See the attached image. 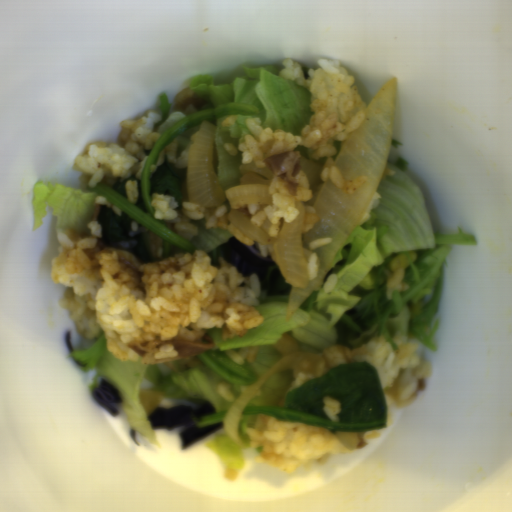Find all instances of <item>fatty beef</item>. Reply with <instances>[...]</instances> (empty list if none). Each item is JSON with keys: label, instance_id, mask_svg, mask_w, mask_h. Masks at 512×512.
Here are the masks:
<instances>
[{"label": "fatty beef", "instance_id": "obj_1", "mask_svg": "<svg viewBox=\"0 0 512 512\" xmlns=\"http://www.w3.org/2000/svg\"><path fill=\"white\" fill-rule=\"evenodd\" d=\"M173 344L178 350L177 357L154 359L155 352H159L162 344ZM125 347L134 350L141 358V364H163L170 361L179 360L186 356H199V354L213 351L215 347L212 336L205 334L197 340H187L182 338H172L168 341L152 340L141 342L137 339L129 340Z\"/></svg>", "mask_w": 512, "mask_h": 512}, {"label": "fatty beef", "instance_id": "obj_2", "mask_svg": "<svg viewBox=\"0 0 512 512\" xmlns=\"http://www.w3.org/2000/svg\"><path fill=\"white\" fill-rule=\"evenodd\" d=\"M265 167L274 169V178L285 185L293 194L301 172V152L288 151L262 160Z\"/></svg>", "mask_w": 512, "mask_h": 512}, {"label": "fatty beef", "instance_id": "obj_3", "mask_svg": "<svg viewBox=\"0 0 512 512\" xmlns=\"http://www.w3.org/2000/svg\"><path fill=\"white\" fill-rule=\"evenodd\" d=\"M81 251L91 262L101 260L104 253L115 252V261L117 264L130 273L137 287L146 292L143 283V272L141 270L142 263L133 253L126 252L115 247H105L103 242L99 239L94 248Z\"/></svg>", "mask_w": 512, "mask_h": 512}, {"label": "fatty beef", "instance_id": "obj_4", "mask_svg": "<svg viewBox=\"0 0 512 512\" xmlns=\"http://www.w3.org/2000/svg\"><path fill=\"white\" fill-rule=\"evenodd\" d=\"M147 251L159 269L180 271L179 258L161 256L163 239L142 224L138 227Z\"/></svg>", "mask_w": 512, "mask_h": 512}, {"label": "fatty beef", "instance_id": "obj_5", "mask_svg": "<svg viewBox=\"0 0 512 512\" xmlns=\"http://www.w3.org/2000/svg\"><path fill=\"white\" fill-rule=\"evenodd\" d=\"M353 355V351L349 350L347 345L339 344L325 349L314 371L316 378L326 374L338 365L351 363Z\"/></svg>", "mask_w": 512, "mask_h": 512}, {"label": "fatty beef", "instance_id": "obj_6", "mask_svg": "<svg viewBox=\"0 0 512 512\" xmlns=\"http://www.w3.org/2000/svg\"><path fill=\"white\" fill-rule=\"evenodd\" d=\"M402 384L400 378L394 380L392 384L389 386L382 388L383 395L391 399L397 408H404L409 406L417 397L419 391H425L426 389V381L423 379L418 382L416 385L415 392L411 395L409 399H401L400 398V390Z\"/></svg>", "mask_w": 512, "mask_h": 512}, {"label": "fatty beef", "instance_id": "obj_7", "mask_svg": "<svg viewBox=\"0 0 512 512\" xmlns=\"http://www.w3.org/2000/svg\"><path fill=\"white\" fill-rule=\"evenodd\" d=\"M207 99L201 98L191 91V89H183L175 98V111L190 114L207 104Z\"/></svg>", "mask_w": 512, "mask_h": 512}]
</instances>
